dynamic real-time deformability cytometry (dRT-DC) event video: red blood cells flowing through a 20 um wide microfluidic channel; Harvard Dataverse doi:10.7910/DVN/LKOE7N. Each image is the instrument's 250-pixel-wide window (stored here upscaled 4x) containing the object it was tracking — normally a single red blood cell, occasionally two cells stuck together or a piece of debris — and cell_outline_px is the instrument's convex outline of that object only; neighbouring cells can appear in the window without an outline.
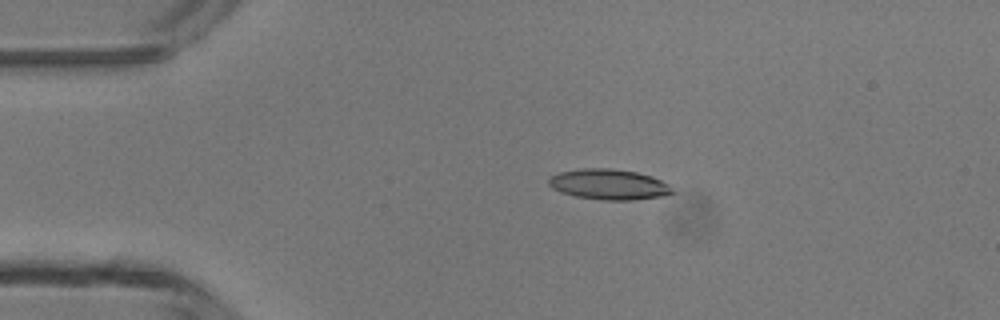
{"species": "common noctule bat (a hibernating species)", "species_latin": "Nyctalus noctula", "temperature_condition": "room temperature", "stored_images_in_passage": 38, "camera_frame_rate_fps": 3000, "um_per_image_px": 0.085, "animal": {"sex": "male", "body_mass_g": 13.3}, "frame": {"image": 1, "passage_image": 1, "time_ms": 0.0, "image_size_px": [1000, 320], "cell_outline_px": [[676, 192], [664, 196], [632, 200], [604, 200], [576, 196], [560, 192], [552, 188], [548, 184], [548, 176], [560, 172], [580, 168], [612, 168], [636, 172], [652, 176], [668, 184]], "centroid_in_image_um": [51.74, 15.67], "position_along_channel_um": 33.3, "area_um2": 22.14}}
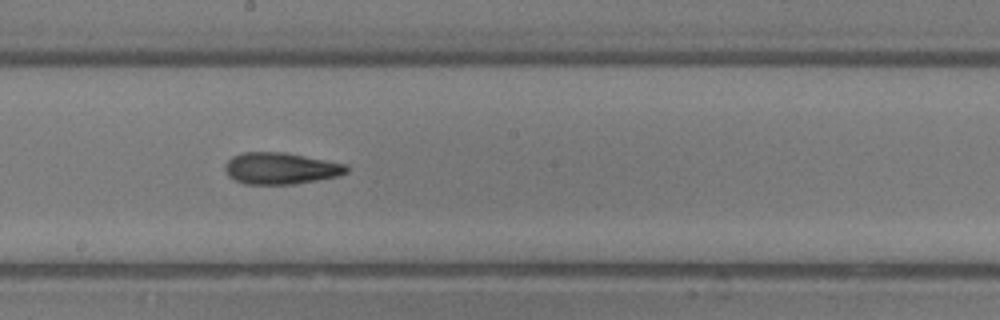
{"frame": {"image": 2, "passage_image": 17, "time_ms": 5.333, "image_size_px": [1000, 320], "cell_outline_px": [[348, 172], [340, 176], [292, 184], [244, 184], [228, 176], [224, 168], [224, 164], [232, 156], [244, 152], [284, 152], [348, 164]], "centroid_in_image_um": [23.86, 14.31], "position_along_channel_um": 224.3, "area_um2": 22.48}}
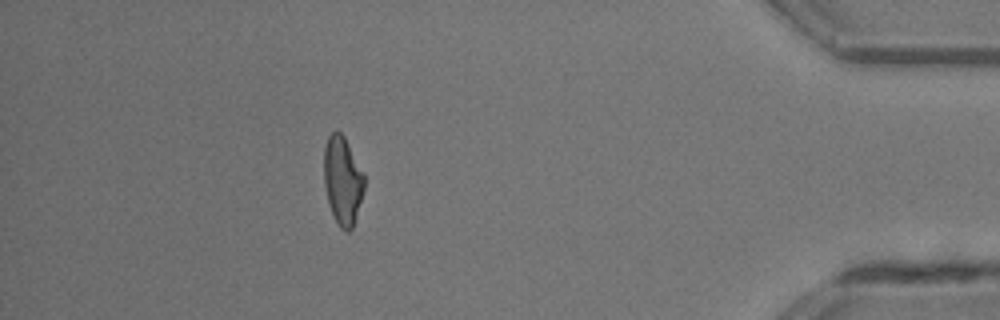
{"frame": {"image": 3, "passage_image": 33, "time_ms": 10.667, "image_size_px": [1000, 320], "cell_outline_px": [[364, 188], [352, 228], [348, 232], [344, 232], [340, 228], [328, 204], [324, 184], [324, 148], [328, 136], [332, 132], [340, 132], [344, 136], [364, 176]], "centroid_in_image_um": [29.09, 15.35], "position_along_channel_um": 406.1, "area_um2": 20.35}, "authors_computed_cell_mechanics": {"area_um2": 21.8195, "velocity_mm_per_s": 4.4016, "shape_relaxation_time_tau1_ms": 5.0745, "shape_relaxation_time_tau2_ms": 3.1948, "deformation_change_tau1": 0.1559, "deformation_change_tau2": 0.1314}}